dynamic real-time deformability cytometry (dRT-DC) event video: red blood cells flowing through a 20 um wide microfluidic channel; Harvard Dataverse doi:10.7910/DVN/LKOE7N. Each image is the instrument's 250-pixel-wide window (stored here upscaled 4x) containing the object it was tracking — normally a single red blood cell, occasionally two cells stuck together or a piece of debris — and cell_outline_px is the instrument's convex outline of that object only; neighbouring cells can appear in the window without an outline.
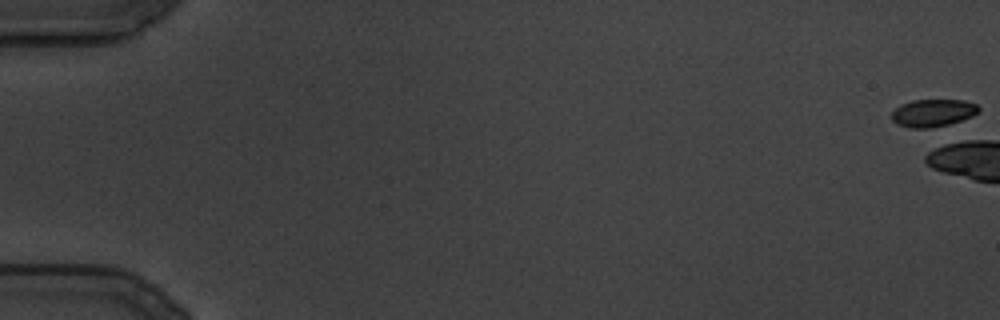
{"species": "common noctule bat (a hibernating species)", "species_latin": "Nyctalus noctula", "temperature_condition": "cold", "stored_images_in_passage": 5, "camera_frame_rate_fps": 3000, "um_per_image_px": 0.085, "animal": {"sex": "male", "body_mass_g": 19.5, "forearm_length_mm": 54.6}, "frame": {"image": 1, "passage_image": 1, "time_ms": 0.0, "image_size_px": [1000, 320], "cell_outline_px": [[980, 108], [972, 116], [948, 124], [932, 128], [908, 128], [896, 124], [892, 120], [892, 112], [900, 104], [912, 100], [964, 100], [976, 104]], "centroid_in_image_um": [79.25, 9.6], "position_along_channel_um": 5.7, "area_um2": 13.93}}